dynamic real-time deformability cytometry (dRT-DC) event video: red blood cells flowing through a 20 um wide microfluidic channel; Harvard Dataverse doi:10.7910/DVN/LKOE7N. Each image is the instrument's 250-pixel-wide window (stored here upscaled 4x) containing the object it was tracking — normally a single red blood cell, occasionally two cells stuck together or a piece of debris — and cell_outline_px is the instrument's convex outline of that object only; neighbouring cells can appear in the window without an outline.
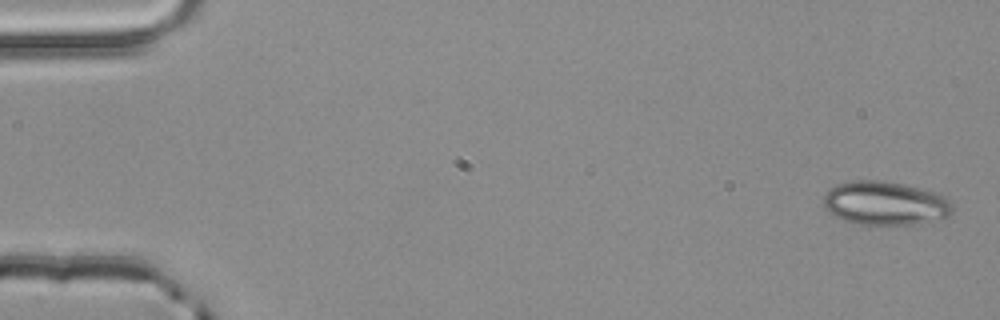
{"species": "common noctule bat (a hibernating species)", "species_latin": "Nyctalus noctula", "temperature_condition": "room temperature", "stored_images_in_passage": 4, "camera_frame_rate_fps": 3000, "um_per_image_px": 0.085, "animal": {"sex": "male", "body_mass_g": 20.4}, "frame": {"image": 1, "passage_image": 1, "time_ms": 0.0, "image_size_px": [1000, 320], "cell_outline_px": [[952, 212], [948, 216], [940, 220], [912, 224], [860, 224], [844, 220], [836, 216], [824, 208], [824, 196], [836, 184], [852, 180], [884, 180], [904, 184], [936, 192], [948, 200], [952, 204]], "centroid_in_image_um": [75.25, 17.26], "position_along_channel_um": 9.7, "area_um2": 32.77}}